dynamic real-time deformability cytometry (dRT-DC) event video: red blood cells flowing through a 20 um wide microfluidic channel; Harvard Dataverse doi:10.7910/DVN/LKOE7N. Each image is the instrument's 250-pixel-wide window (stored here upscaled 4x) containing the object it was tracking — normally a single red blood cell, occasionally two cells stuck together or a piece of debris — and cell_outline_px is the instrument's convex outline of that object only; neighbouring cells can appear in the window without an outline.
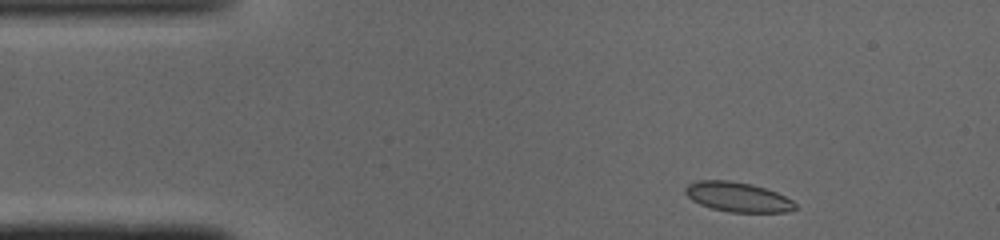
{"species": "common noctule bat (a hibernating species)", "species_latin": "Nyctalus noctula", "temperature_condition": "cold", "stored_images_in_passage": 43, "camera_frame_rate_fps": 3000, "um_per_image_px": 0.085, "animal": {"sex": "male", "body_mass_g": 19.0, "forearm_length_mm": 50.8}, "frame": {"image": 1, "passage_image": 1, "time_ms": 0.0, "image_size_px": [1000, 240], "cell_outline_px": [[796, 208], [788, 212], [728, 212], [712, 208], [700, 204], [692, 200], [684, 192], [684, 188], [688, 184], [696, 180], [728, 180], [752, 184], [776, 192], [792, 200], [796, 204]], "centroid_in_image_um": [62.68, 16.74], "position_along_channel_um": 22.3, "area_um2": 19.02}}
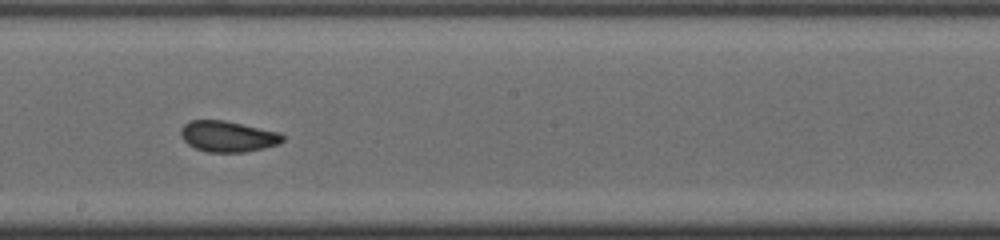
{"frame": {"image": 2, "passage_image": 21, "time_ms": 6.667, "image_size_px": [1000, 240], "cell_outline_px": [[284, 140], [280, 144], [264, 148], [244, 152], [208, 152], [196, 148], [188, 144], [180, 136], [180, 128], [188, 120], [224, 120], [280, 132], [284, 136]], "centroid_in_image_um": [19.37, 11.59], "position_along_channel_um": 228.8, "area_um2": 18.5}}
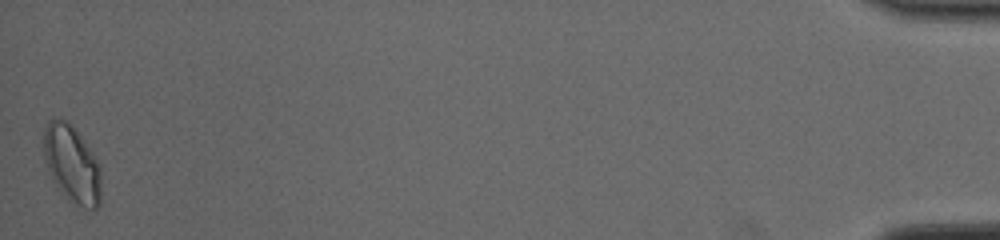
{"frame": {"image": 3, "passage_image": 43, "time_ms": 14.0, "image_size_px": [1000, 240], "cell_outline_px": [[100, 204], [96, 208], [84, 208], [72, 204], [60, 192], [52, 180], [44, 160], [44, 128], [48, 120], [52, 116], [60, 116], [72, 124], [92, 152], [100, 164]], "centroid_in_image_um": [6.09, 13.92], "position_along_channel_um": 429.1, "area_um2": 26.41}, "authors_computed_cell_mechanics": {"area_um2": 18.8428, "velocity_mm_per_s": 4.0861, "shape_relaxation_time_tau1_ms": 3.1056, "shape_relaxation_time_tau2_ms": 0.9785, "deformation_change_tau1": 0.0941, "deformation_change_tau2": 0.0466}}